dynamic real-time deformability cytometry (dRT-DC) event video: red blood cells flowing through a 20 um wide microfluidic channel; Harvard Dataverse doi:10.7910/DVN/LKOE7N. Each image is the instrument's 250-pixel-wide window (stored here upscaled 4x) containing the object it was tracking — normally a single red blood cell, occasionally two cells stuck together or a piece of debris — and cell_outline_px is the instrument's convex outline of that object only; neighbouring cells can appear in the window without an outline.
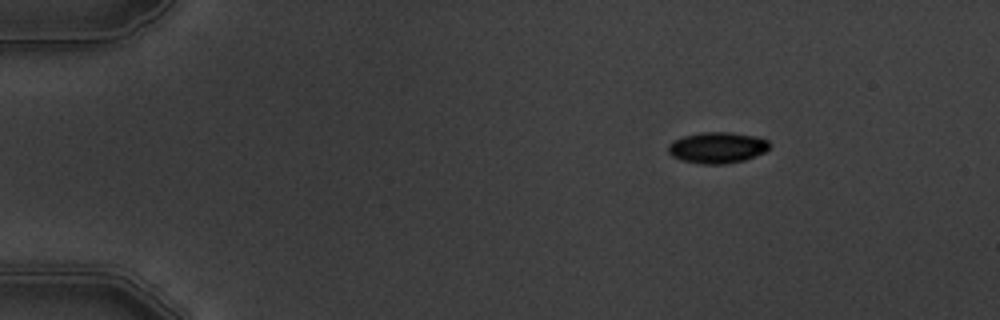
{"species": "common noctule bat (a hibernating species)", "species_latin": "Nyctalus noctula", "temperature_condition": "warm", "stored_images_in_passage": 7, "camera_frame_rate_fps": 3000, "um_per_image_px": 0.085, "animal": {"sex": "male", "body_mass_g": 19.5, "forearm_length_mm": 54.6}, "frame": {"image": 1, "passage_image": 1, "time_ms": 0.0, "image_size_px": [1000, 320], "cell_outline_px": [[768, 148], [764, 152], [744, 160], [724, 164], [704, 164], [680, 160], [672, 156], [668, 152], [668, 144], [672, 140], [684, 136], [704, 132], [732, 132], [756, 136], [768, 140]], "centroid_in_image_um": [60.94, 12.54], "position_along_channel_um": 24.1, "area_um2": 18.32}}
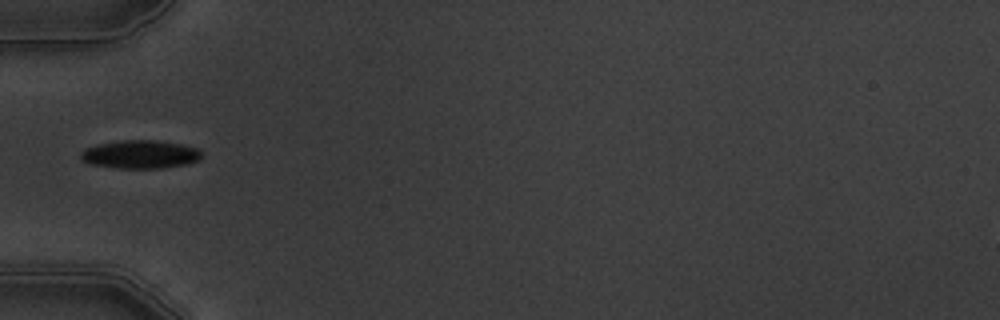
{"frame": {"image": 2, "passage_image": 4, "time_ms": 3.667, "image_size_px": [1000, 320], "cell_outline_px": [[200, 160], [184, 164], [160, 168], [116, 168], [92, 164], [84, 160], [80, 156], [80, 152], [84, 148], [100, 144], [120, 140], [156, 140], [180, 144], [196, 148], [200, 152]], "centroid_in_image_um": [11.89, 13.11], "position_along_channel_um": 73.1, "area_um2": 19.65}}